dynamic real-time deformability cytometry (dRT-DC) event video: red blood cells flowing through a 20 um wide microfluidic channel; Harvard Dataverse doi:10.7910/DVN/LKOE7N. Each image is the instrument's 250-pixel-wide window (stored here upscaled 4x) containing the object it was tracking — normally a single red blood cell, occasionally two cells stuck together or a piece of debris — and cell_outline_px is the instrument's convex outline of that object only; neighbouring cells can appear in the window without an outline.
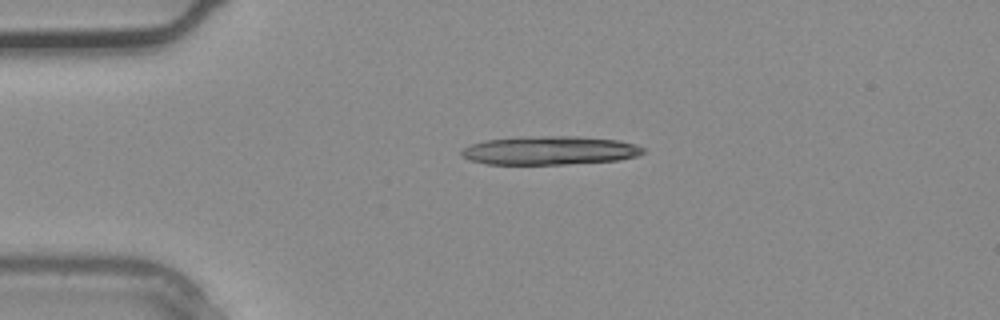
{"species": "common noctule bat (a hibernating species)", "species_latin": "Nyctalus noctula", "temperature_condition": "warm", "stored_images_in_passage": 3, "segment_of_instrument_passage": [1, 2], "camera_frame_rate_fps": 3000, "um_per_image_px": 0.085, "animal": {"sex": "male", "body_mass_g": 20.4}, "frame": {"image": 1, "passage_image": 2, "time_ms": 0.333, "image_size_px": [1000, 320], "cell_outline_px": [[644, 152], [636, 156], [620, 160], [568, 164], [488, 164], [468, 160], [460, 156], [460, 152], [464, 148], [472, 144], [484, 140], [520, 136], [576, 136], [620, 140], [636, 144], [644, 148]], "centroid_in_image_um": [46.71, 12.78], "position_along_channel_um": 38.3, "area_um2": 30.63}}